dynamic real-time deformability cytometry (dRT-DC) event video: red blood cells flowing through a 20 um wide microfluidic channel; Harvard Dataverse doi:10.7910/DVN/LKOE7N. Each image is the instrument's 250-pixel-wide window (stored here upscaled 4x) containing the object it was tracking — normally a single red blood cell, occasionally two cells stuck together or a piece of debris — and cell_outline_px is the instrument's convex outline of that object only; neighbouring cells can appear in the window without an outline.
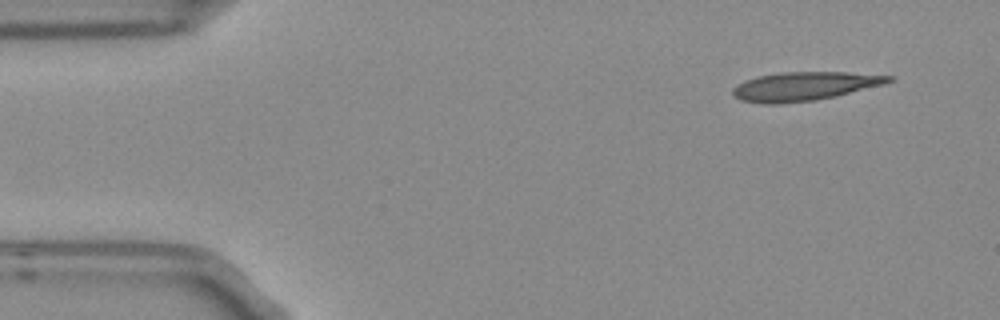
{"species": "Egyptian fruit bat (a non-hibernating species)", "species_latin": "Rousettus aegyptiacus", "temperature_condition": "room temperature", "stored_images_in_passage": 4, "camera_frame_rate_fps": 3000, "um_per_image_px": 0.085, "frame": {"image": 1, "passage_image": 1, "time_ms": 0.0, "image_size_px": [1000, 320], "cell_outline_px": [[896, 80], [884, 84], [816, 100], [776, 104], [764, 104], [740, 100], [732, 96], [732, 88], [736, 84], [744, 80], [760, 76], [780, 72], [844, 72], [892, 76]], "centroid_in_image_um": [68.31, 7.33], "position_along_channel_um": 16.7, "area_um2": 26.01}}
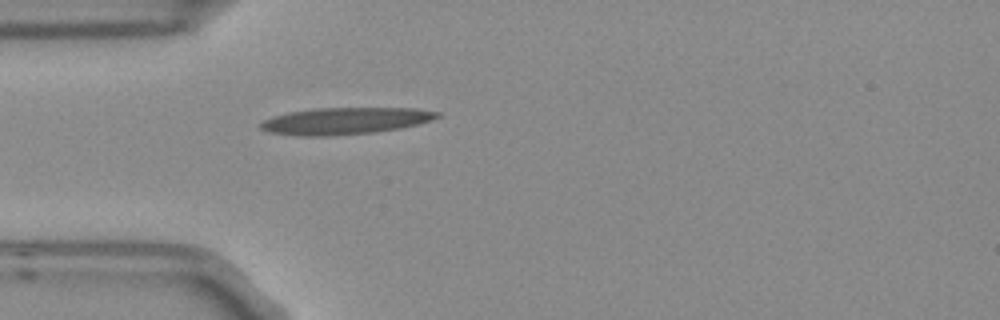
{"frame": {"image": 2, "passage_image": 4, "time_ms": 1.0, "image_size_px": [1000, 320], "cell_outline_px": [[440, 116], [432, 120], [400, 128], [376, 132], [324, 136], [300, 136], [268, 132], [260, 128], [260, 124], [264, 120], [272, 116], [288, 112], [312, 108], [416, 108], [440, 112]], "centroid_in_image_um": [29.32, 10.27], "position_along_channel_um": 55.7, "area_um2": 27.63}}